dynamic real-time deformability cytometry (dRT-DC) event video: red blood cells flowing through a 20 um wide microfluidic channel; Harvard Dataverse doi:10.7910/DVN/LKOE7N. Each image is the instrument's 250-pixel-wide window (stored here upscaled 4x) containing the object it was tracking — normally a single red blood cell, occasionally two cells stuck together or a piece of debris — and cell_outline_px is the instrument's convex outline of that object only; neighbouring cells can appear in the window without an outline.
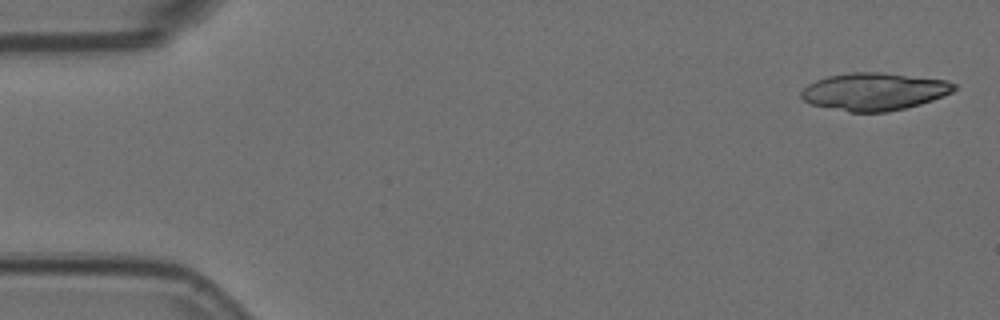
{"species": "Egyptian fruit bat (a non-hibernating species)", "species_latin": "Rousettus aegyptiacus", "temperature_condition": "room temperature", "stored_images_in_passage": 5, "camera_frame_rate_fps": 3000, "um_per_image_px": 0.085, "animal": {"sex": "female"}, "frame": {"image": 1, "passage_image": 1, "time_ms": 0.0, "image_size_px": [1000, 320], "cell_outline_px": [[956, 88], [952, 92], [944, 96], [920, 104], [888, 112], [848, 112], [808, 104], [800, 96], [800, 92], [808, 84], [816, 80], [828, 76], [852, 72], [880, 72], [948, 80], [956, 84]], "centroid_in_image_um": [74.29, 7.78], "position_along_channel_um": 10.7, "area_um2": 33.64}}